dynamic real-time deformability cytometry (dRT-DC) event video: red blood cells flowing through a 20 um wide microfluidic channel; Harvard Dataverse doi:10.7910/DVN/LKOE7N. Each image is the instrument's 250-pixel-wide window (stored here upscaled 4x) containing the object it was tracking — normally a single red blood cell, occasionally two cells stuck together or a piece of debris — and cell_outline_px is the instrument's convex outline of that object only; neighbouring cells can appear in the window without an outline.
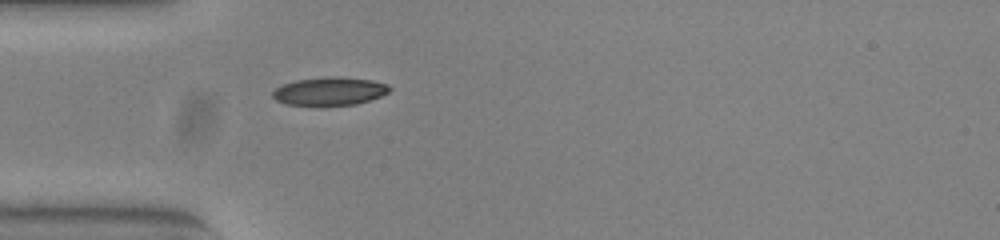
{"species": "common noctule bat (a hibernating species)", "species_latin": "Nyctalus noctula", "temperature_condition": "warm", "stored_images_in_passage": 38, "camera_frame_rate_fps": 3000, "um_per_image_px": 0.085, "animal": {"sex": "female", "body_mass_g": 23.0, "forearm_length_mm": 53.4}, "frame": {"image": 1, "passage_image": 1, "time_ms": 0.0, "image_size_px": [1000, 240], "cell_outline_px": [[392, 88], [388, 92], [380, 96], [356, 104], [288, 104], [276, 100], [272, 96], [272, 92], [276, 88], [284, 84], [296, 80], [332, 76], [340, 76], [372, 80], [388, 84]], "centroid_in_image_um": [28.05, 7.72], "position_along_channel_um": 57.0, "area_um2": 18.79}}
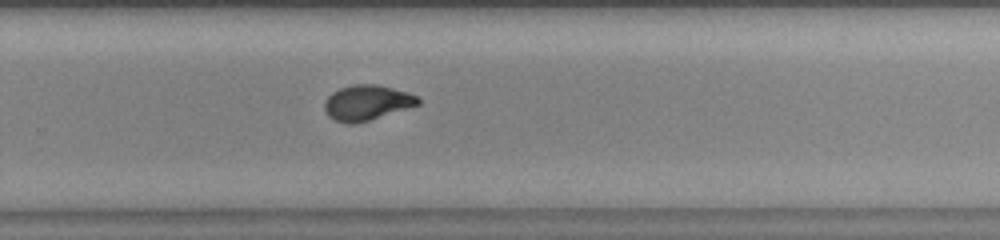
{"frame": {"image": 2, "passage_image": 20, "time_ms": 6.333, "image_size_px": [1000, 240], "cell_outline_px": [[420, 104], [368, 120], [352, 124], [348, 124], [336, 120], [328, 116], [324, 108], [324, 104], [328, 96], [332, 92], [340, 88], [352, 84], [376, 84], [408, 92], [420, 96]], "centroid_in_image_um": [31.19, 8.71], "position_along_channel_um": 298.6, "area_um2": 19.07}}
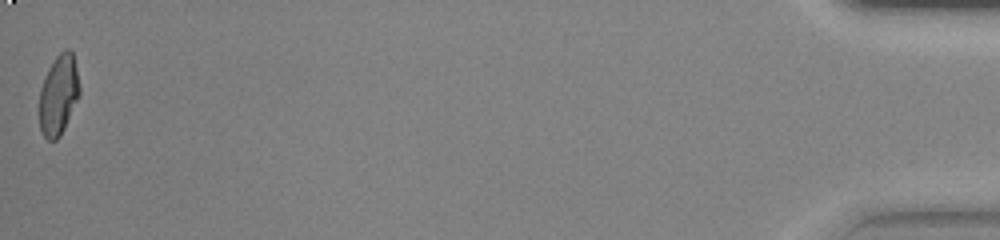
{"frame": {"image": 3, "passage_image": 38, "time_ms": 12.333, "image_size_px": [1000, 240], "cell_outline_px": [[80, 96], [60, 136], [56, 140], [48, 140], [44, 136], [40, 128], [40, 88], [48, 68], [56, 56], [64, 48], [68, 48], [72, 52], [76, 68], [80, 88]], "centroid_in_image_um": [4.99, 8.05], "position_along_channel_um": 430.2, "area_um2": 18.73}, "authors_computed_cell_mechanics": {"area_um2": 19.1318, "velocity_mm_per_s": 3.879, "shape_relaxation_time_tau1_ms": 4.0937, "shape_relaxation_time_tau2_ms": 0.9445, "deformation_change_tau1": 0.1823, "deformation_change_tau2": 0.048}}